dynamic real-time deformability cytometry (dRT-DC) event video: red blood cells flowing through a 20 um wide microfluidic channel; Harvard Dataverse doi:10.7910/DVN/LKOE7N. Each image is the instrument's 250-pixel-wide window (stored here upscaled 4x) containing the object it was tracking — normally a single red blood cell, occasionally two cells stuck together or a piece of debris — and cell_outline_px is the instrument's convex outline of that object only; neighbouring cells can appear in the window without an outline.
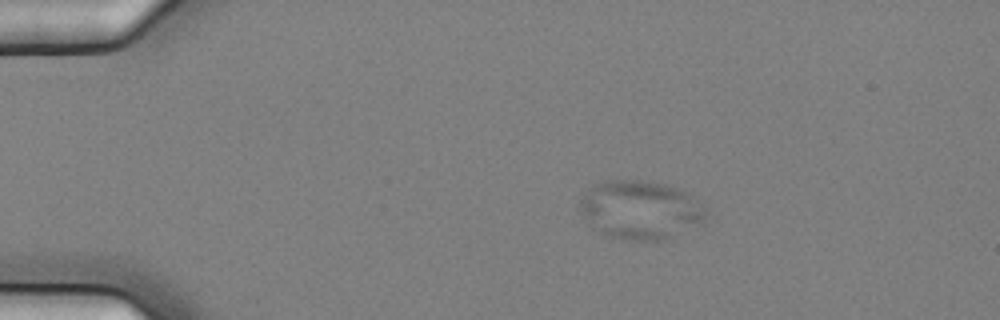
{"species": "common noctule bat (a hibernating species)", "species_latin": "Nyctalus noctula", "temperature_condition": "cold", "stored_images_in_passage": 4, "camera_frame_rate_fps": 3000, "um_per_image_px": 0.085, "animal": {"sex": "female", "body_mass_g": 25.1}, "frame": {"image": 1, "passage_image": 2, "time_ms": 0.333, "image_size_px": [1000, 320], "cell_outline_px": [[704, 224], [668, 240], [624, 240], [604, 236], [592, 228], [576, 208], [580, 200], [588, 188], [604, 180], [640, 180], [664, 184], [676, 188], [692, 196], [704, 208]], "centroid_in_image_um": [54.38, 17.87], "position_along_channel_um": 30.6, "area_um2": 43.75}}